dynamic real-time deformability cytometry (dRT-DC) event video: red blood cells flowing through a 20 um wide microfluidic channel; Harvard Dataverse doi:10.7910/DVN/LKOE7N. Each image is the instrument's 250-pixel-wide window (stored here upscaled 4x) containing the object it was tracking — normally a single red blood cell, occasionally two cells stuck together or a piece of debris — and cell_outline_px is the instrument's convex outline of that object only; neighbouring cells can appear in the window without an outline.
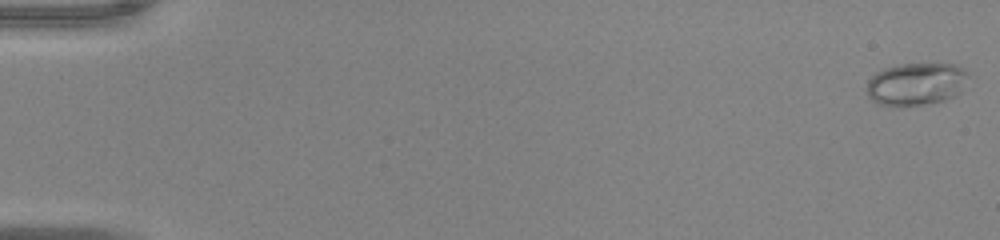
{"species": "common noctule bat (a hibernating species)", "species_latin": "Nyctalus noctula", "temperature_condition": "warm", "stored_images_in_passage": 52, "camera_frame_rate_fps": 3000, "um_per_image_px": 0.085, "animal": {"sex": "male", "body_mass_g": 20.0, "forearm_length_mm": 53.3}, "frame": {"image": 1, "passage_image": 1, "time_ms": 0.0, "image_size_px": [1000, 240], "cell_outline_px": [[968, 72], [960, 92], [944, 100], [900, 108], [896, 108], [876, 104], [868, 96], [868, 80], [876, 72], [884, 68], [900, 64], [956, 64], [964, 68]], "centroid_in_image_um": [77.82, 7.16], "position_along_channel_um": 7.2, "area_um2": 25.32}}
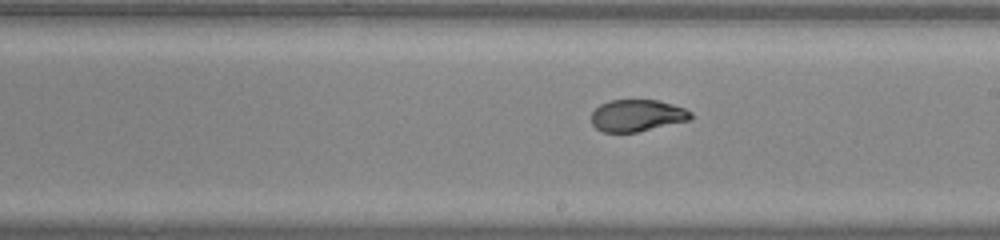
{"frame": {"image": 2, "passage_image": 31, "time_ms": 10.0, "image_size_px": [1000, 240], "cell_outline_px": [[692, 120], [636, 132], [604, 132], [596, 128], [592, 124], [592, 112], [600, 104], [608, 100], [656, 100], [672, 104], [684, 108], [692, 112]], "centroid_in_image_um": [54.17, 9.82], "position_along_channel_um": 234.8, "area_um2": 18.5}}
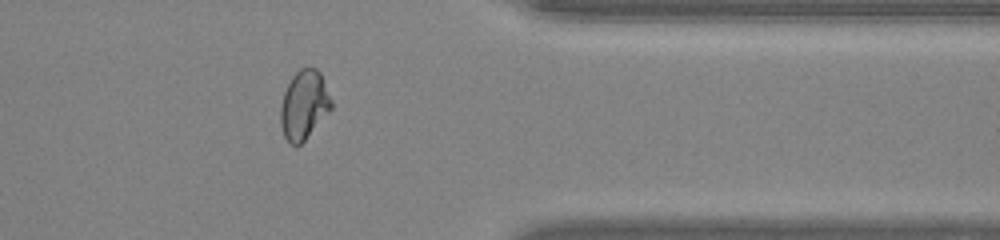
{"frame": {"image": 3, "passage_image": 43, "time_ms": 14.0, "image_size_px": [1000, 240], "cell_outline_px": [[332, 108], [304, 140], [300, 144], [292, 144], [284, 136], [280, 124], [280, 108], [284, 92], [292, 76], [300, 68], [316, 68], [320, 72], [332, 100]], "centroid_in_image_um": [25.84, 8.89], "position_along_channel_um": 385.6, "area_um2": 20.11}, "authors_computed_cell_mechanics": {"area_um2": 20.5479, "velocity_mm_per_s": 4.0313, "shape_relaxation_time_tau1_ms": 7.5754, "shape_relaxation_time_tau2_ms": null, "deformation_change_tau1": 0.2608, "deformation_change_tau2": null}}